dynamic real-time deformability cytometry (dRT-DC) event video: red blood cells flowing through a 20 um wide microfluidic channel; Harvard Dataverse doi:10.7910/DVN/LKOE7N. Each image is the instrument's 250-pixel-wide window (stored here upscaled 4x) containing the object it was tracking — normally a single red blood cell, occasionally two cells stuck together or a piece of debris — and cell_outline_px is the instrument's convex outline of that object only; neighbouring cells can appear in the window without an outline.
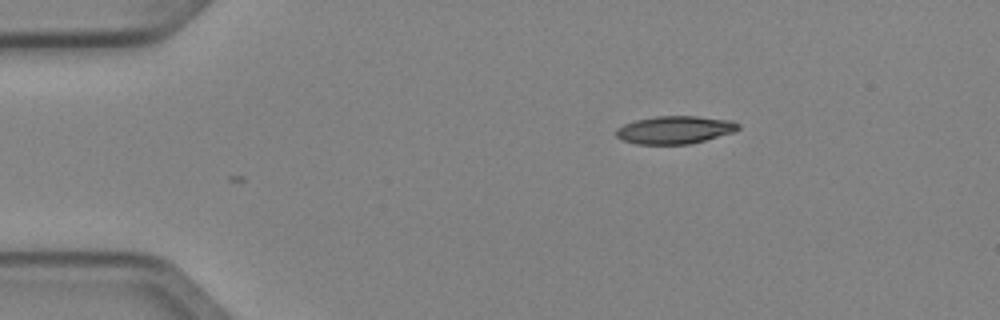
{"species": "Egyptian fruit bat (a non-hibernating species)", "species_latin": "Rousettus aegyptiacus", "temperature_condition": "cold", "stored_images_in_passage": 3, "camera_frame_rate_fps": 3000, "um_per_image_px": 0.085, "animal": {"sex": "female"}, "frame": {"image": 1, "passage_image": 3, "time_ms": 0.667, "image_size_px": [1000, 320], "cell_outline_px": [[740, 128], [736, 132], [688, 144], [636, 144], [624, 140], [616, 136], [616, 128], [624, 124], [636, 120], [656, 116], [696, 116], [732, 120], [740, 124]], "centroid_in_image_um": [57.39, 11.03], "position_along_channel_um": 27.6, "area_um2": 19.83}}